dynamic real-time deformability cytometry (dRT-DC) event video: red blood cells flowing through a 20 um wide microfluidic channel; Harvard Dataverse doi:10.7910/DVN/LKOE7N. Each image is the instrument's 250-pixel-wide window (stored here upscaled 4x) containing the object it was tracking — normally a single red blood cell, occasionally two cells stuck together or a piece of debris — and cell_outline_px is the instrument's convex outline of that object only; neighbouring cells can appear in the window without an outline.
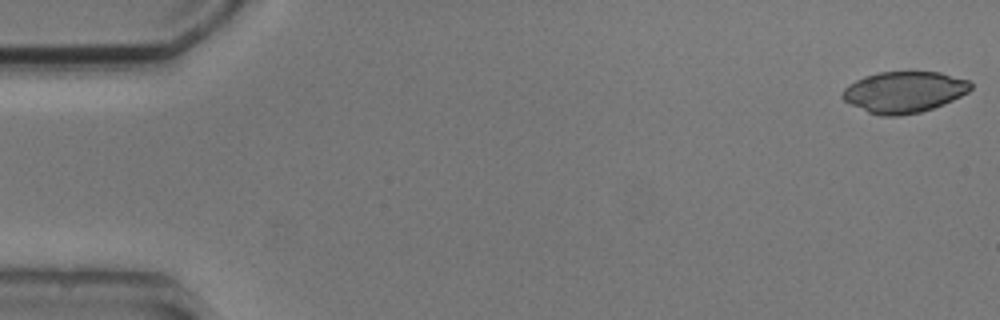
{"species": "common noctule bat (a hibernating species)", "species_latin": "Nyctalus noctula", "temperature_condition": "cold", "stored_images_in_passage": 4, "camera_frame_rate_fps": 3000, "um_per_image_px": 0.085, "animal": {"sex": "male", "body_mass_g": 20.5, "forearm_length_mm": 52.5}, "frame": {"image": 1, "passage_image": 1, "time_ms": 0.0, "image_size_px": [1000, 320], "cell_outline_px": [[972, 88], [968, 92], [944, 104], [920, 112], [900, 116], [880, 116], [868, 112], [844, 100], [840, 96], [844, 88], [848, 84], [864, 76], [880, 72], [940, 72], [968, 80], [972, 84]], "centroid_in_image_um": [76.84, 7.82], "position_along_channel_um": 8.2, "area_um2": 30.75}}